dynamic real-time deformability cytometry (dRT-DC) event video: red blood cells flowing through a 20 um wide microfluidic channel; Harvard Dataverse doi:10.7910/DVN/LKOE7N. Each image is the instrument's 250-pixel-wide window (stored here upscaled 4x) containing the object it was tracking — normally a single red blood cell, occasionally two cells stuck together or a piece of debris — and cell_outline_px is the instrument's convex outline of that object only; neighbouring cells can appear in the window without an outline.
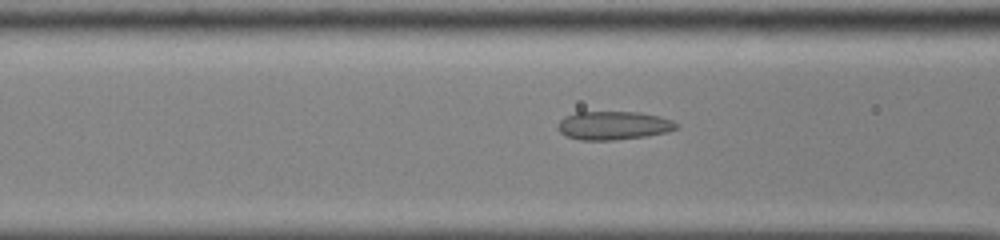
{"species": "common noctule bat (a hibernating species)", "species_latin": "Nyctalus noctula", "temperature_condition": "cold", "stored_images_in_passage": 51, "camera_frame_rate_fps": 3000, "um_per_image_px": 0.085, "animal": {"sex": "male", "body_mass_g": 13.0, "forearm_length_mm": 53.1}, "frame": {"image": 1, "passage_image": 23, "time_ms": 7.333, "image_size_px": [1000, 240], "cell_outline_px": [[680, 128], [668, 132], [648, 136], [612, 140], [580, 140], [568, 136], [560, 132], [556, 128], [556, 124], [564, 116], [576, 112], [640, 112], [660, 116], [672, 120]], "centroid_in_image_um": [52.15, 10.66], "position_along_channel_um": 114.5, "area_um2": 19.88}}
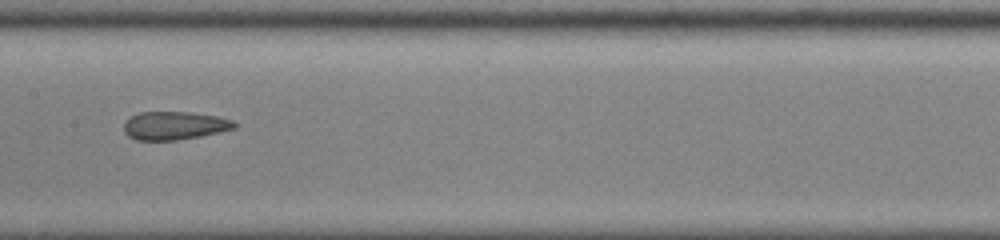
{"frame": {"image": 2, "passage_image": 29, "time_ms": 9.333, "image_size_px": [1000, 240], "cell_outline_px": [[236, 128], [200, 136], [176, 140], [136, 140], [128, 136], [124, 132], [124, 124], [132, 116], [140, 112], [188, 112], [216, 116], [232, 120], [236, 124]], "centroid_in_image_um": [14.82, 10.68], "position_along_channel_um": 192.6, "area_um2": 17.98}}
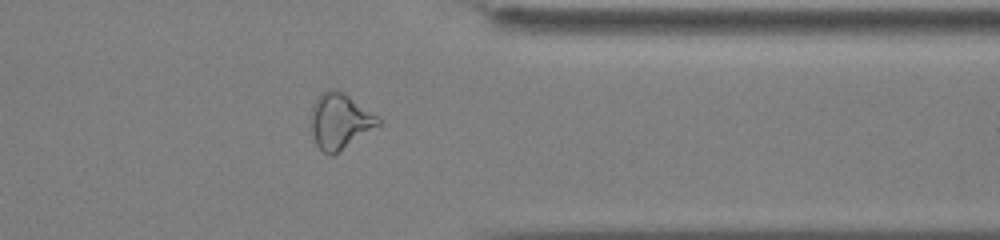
{"frame": {"image": 3, "passage_image": 44, "time_ms": 14.333, "image_size_px": [1000, 240], "cell_outline_px": [[380, 124], [332, 156], [328, 156], [316, 144], [312, 132], [312, 104], [320, 92], [328, 88], [332, 88], [344, 92], [376, 116], [380, 120]], "centroid_in_image_um": [28.84, 10.27], "position_along_channel_um": 382.6, "area_um2": 21.39}}